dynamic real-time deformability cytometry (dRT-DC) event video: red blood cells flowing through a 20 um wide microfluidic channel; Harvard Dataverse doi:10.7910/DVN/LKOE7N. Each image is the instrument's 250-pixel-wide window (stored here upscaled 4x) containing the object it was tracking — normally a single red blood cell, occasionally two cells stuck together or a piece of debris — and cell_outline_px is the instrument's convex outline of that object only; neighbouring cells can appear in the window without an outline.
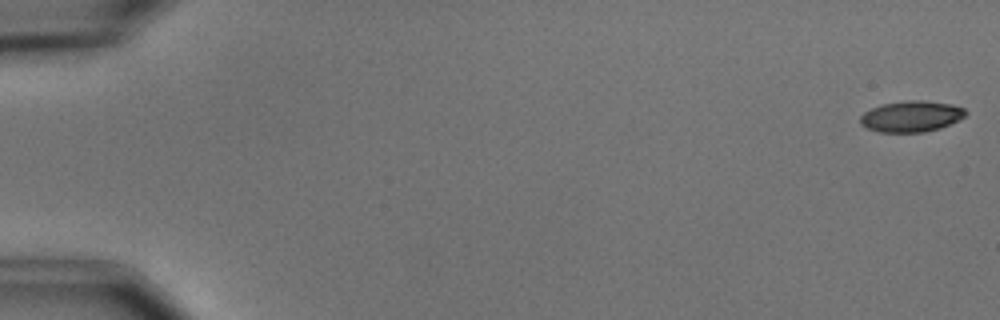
{"species": "common noctule bat (a hibernating species)", "species_latin": "Nyctalus noctula", "temperature_condition": "cold", "stored_images_in_passage": 9, "camera_frame_rate_fps": 3000, "um_per_image_px": 0.085, "animal": {"sex": "male", "body_mass_g": 15.6}, "frame": {"image": 1, "passage_image": 1, "time_ms": 0.0, "image_size_px": [1000, 320], "cell_outline_px": [[968, 112], [964, 116], [940, 128], [924, 132], [880, 132], [868, 128], [860, 124], [860, 116], [864, 112], [880, 104], [904, 100], [924, 100], [952, 104], [964, 108]], "centroid_in_image_um": [77.44, 9.87], "position_along_channel_um": 7.6, "area_um2": 19.07}}
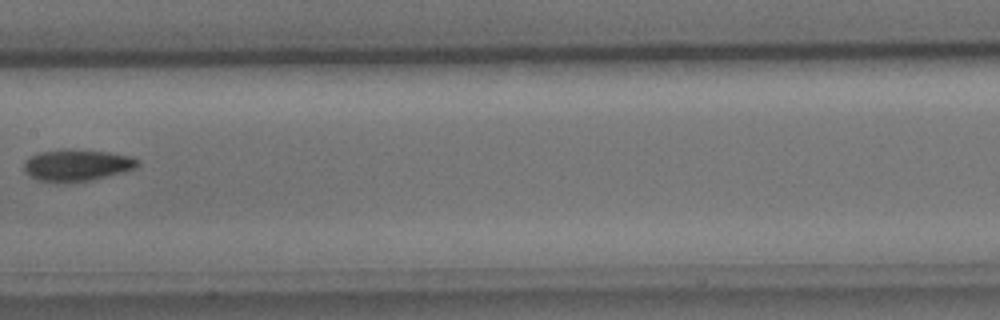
{"frame": {"image": 2, "passage_image": 8, "time_ms": 9.333, "image_size_px": [1000, 320], "cell_outline_px": [[140, 164], [136, 168], [88, 180], [64, 184], [36, 180], [24, 168], [24, 160], [40, 152], [64, 148], [108, 152], [132, 156], [140, 160]], "centroid_in_image_um": [6.53, 14.03], "position_along_channel_um": 200.9, "area_um2": 21.04}}
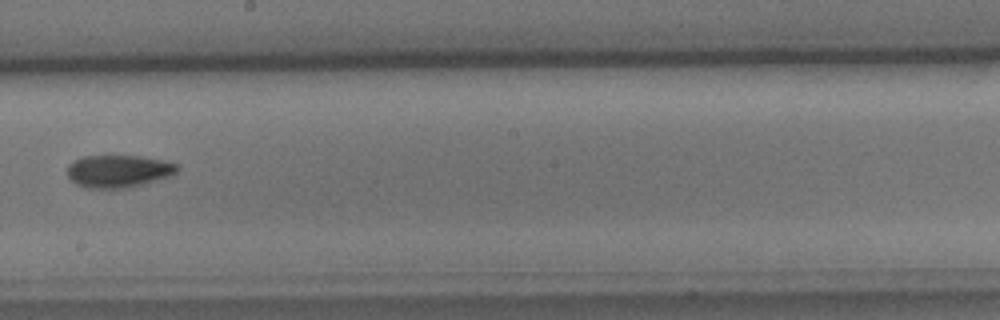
{"frame": {"image": 3, "passage_image": 9, "time_ms": 10.333, "image_size_px": [1000, 320], "cell_outline_px": [[180, 168], [176, 172], [168, 176], [144, 184], [124, 188], [88, 188], [76, 184], [68, 176], [68, 164], [72, 160], [84, 156], [140, 156], [164, 160], [180, 164]], "centroid_in_image_um": [10.08, 14.54], "position_along_channel_um": 238.1, "area_um2": 20.87}}